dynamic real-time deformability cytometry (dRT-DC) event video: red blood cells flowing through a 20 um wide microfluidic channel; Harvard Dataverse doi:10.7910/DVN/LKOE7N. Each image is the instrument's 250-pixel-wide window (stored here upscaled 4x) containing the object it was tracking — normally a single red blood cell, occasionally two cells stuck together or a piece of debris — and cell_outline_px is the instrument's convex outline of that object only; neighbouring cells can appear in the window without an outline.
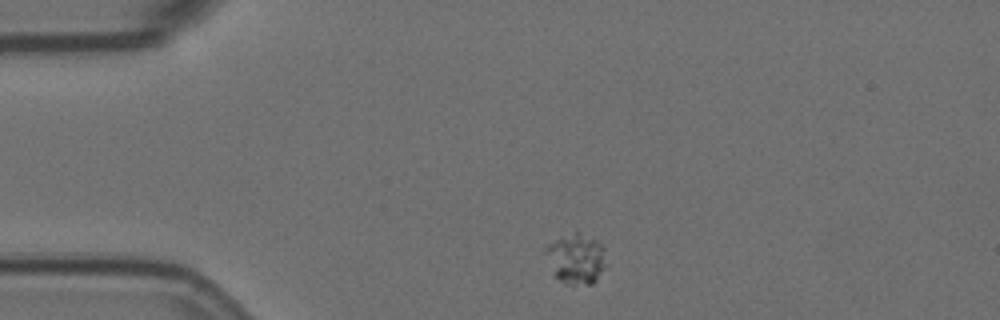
{"species": "Egyptian fruit bat (a non-hibernating species)", "species_latin": "Rousettus aegyptiacus", "temperature_condition": "room temperature", "stored_images_in_passage": 3, "camera_frame_rate_fps": 3000, "um_per_image_px": 0.085, "animal": {"sex": "female"}, "frame": {"image": 1, "passage_image": 1, "time_ms": 0.0, "image_size_px": [1000, 320], "cell_outline_px": [[604, 248], [600, 268], [596, 280], [592, 284], [568, 284], [552, 276], [544, 252], [544, 248], [548, 244], [576, 228], [596, 240]], "centroid_in_image_um": [48.85, 21.93], "position_along_channel_um": 36.1, "area_um2": 17.63}}
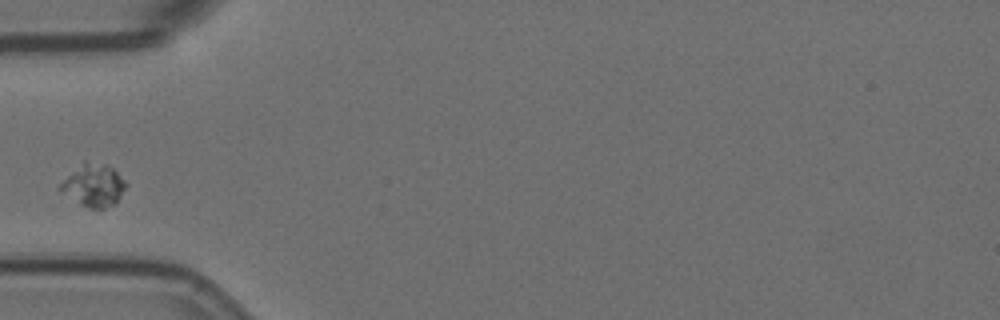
{"frame": {"image": 2, "passage_image": 3, "time_ms": 0.667, "image_size_px": [1000, 320], "cell_outline_px": [[128, 184], [116, 204], [104, 208], [92, 208], [80, 204], [60, 192], [56, 188], [84, 160], [104, 164], [112, 168]], "centroid_in_image_um": [7.96, 15.76], "position_along_channel_um": 77.0, "area_um2": 16.13}}